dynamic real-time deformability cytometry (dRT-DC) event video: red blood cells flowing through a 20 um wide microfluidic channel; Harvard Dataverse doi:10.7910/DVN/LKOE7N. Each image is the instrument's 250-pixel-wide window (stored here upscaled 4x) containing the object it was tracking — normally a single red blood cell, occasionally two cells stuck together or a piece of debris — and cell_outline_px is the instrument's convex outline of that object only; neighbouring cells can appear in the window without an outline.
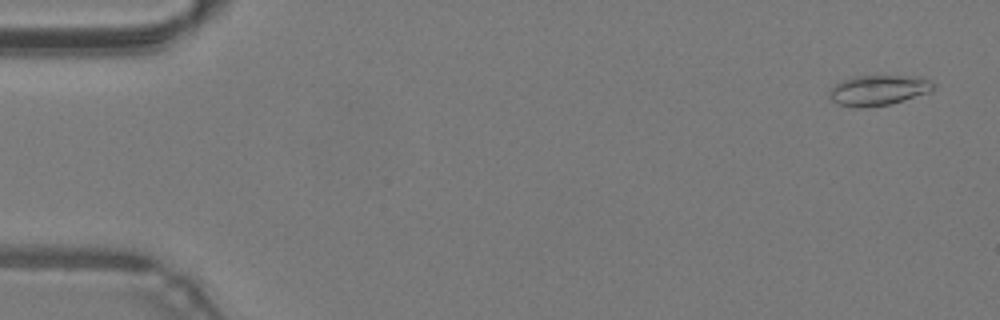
{"species": "common noctule bat (a hibernating species)", "species_latin": "Nyctalus noctula", "temperature_condition": "warm", "stored_images_in_passage": 49, "camera_frame_rate_fps": 3000, "um_per_image_px": 0.085, "animal": {"sex": "male", "body_mass_g": 19.2, "forearm_length_mm": 51.8}, "frame": {"image": 1, "passage_image": 2, "time_ms": 0.333, "image_size_px": [1000, 320], "cell_outline_px": [[936, 84], [932, 92], [888, 104], [860, 108], [852, 108], [836, 104], [828, 96], [828, 92], [836, 84], [852, 76], [900, 76], [928, 80]], "centroid_in_image_um": [74.61, 7.69], "position_along_channel_um": 10.4, "area_um2": 18.21}}
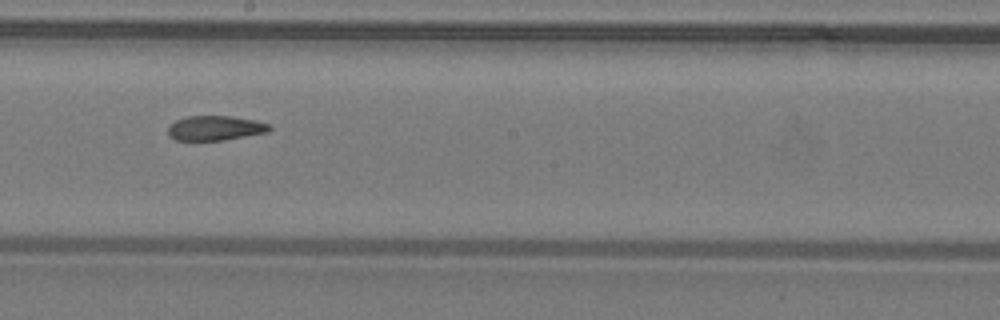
{"frame": {"image": 2, "passage_image": 27, "time_ms": 8.667, "image_size_px": [1000, 320], "cell_outline_px": [[272, 128], [268, 132], [224, 140], [176, 140], [168, 136], [168, 128], [176, 120], [188, 116], [232, 116], [256, 120], [268, 124]], "centroid_in_image_um": [18.3, 10.88], "position_along_channel_um": 229.9, "area_um2": 14.57}}
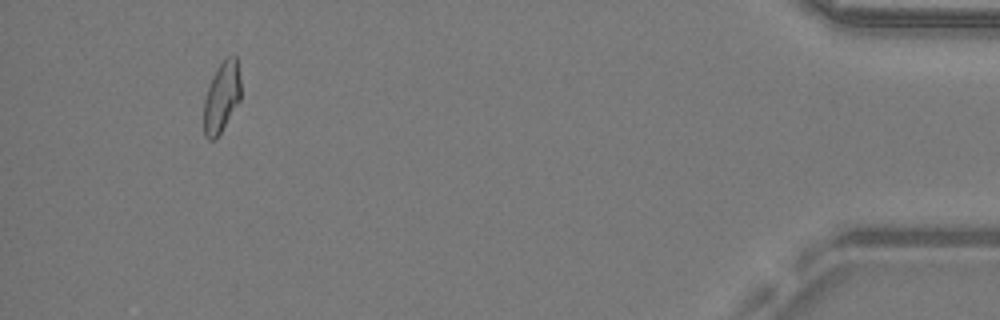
{"frame": {"image": 3, "passage_image": 45, "time_ms": 14.667, "image_size_px": [1000, 320], "cell_outline_px": [[240, 100], [216, 140], [208, 140], [204, 136], [204, 100], [212, 76], [216, 68], [228, 56], [236, 56], [240, 80]], "centroid_in_image_um": [18.83, 8.29], "position_along_channel_um": 416.4, "area_um2": 15.14}, "authors_computed_cell_mechanics": {"area_um2": 15.7794, "velocity_mm_per_s": 4.2952, "shape_relaxation_time_tau1_ms": null, "shape_relaxation_time_tau2_ms": 3.7874, "deformation_change_tau1": null, "deformation_change_tau2": 0.1039}}